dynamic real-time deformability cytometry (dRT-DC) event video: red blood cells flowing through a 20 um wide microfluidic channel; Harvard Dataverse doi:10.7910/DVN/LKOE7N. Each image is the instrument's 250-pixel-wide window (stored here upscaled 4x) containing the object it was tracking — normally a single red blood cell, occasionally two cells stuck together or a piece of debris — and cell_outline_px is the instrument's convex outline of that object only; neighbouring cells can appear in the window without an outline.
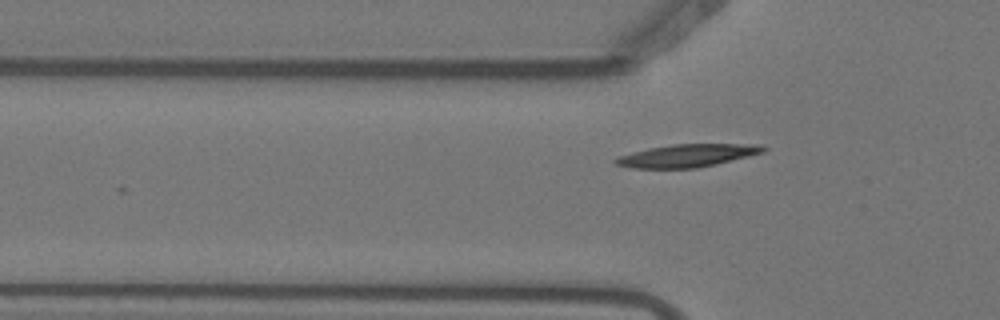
{"species": "Egyptian fruit bat (a non-hibernating species)", "species_latin": "Rousettus aegyptiacus", "temperature_condition": "warm", "stored_images_in_passage": 9, "camera_frame_rate_fps": 3000, "um_per_image_px": 0.085, "animal": {"sex": "female"}, "frame": {"image": 1, "passage_image": 2, "time_ms": 0.333, "image_size_px": [1000, 320], "cell_outline_px": [[768, 148], [764, 152], [716, 164], [696, 168], [632, 168], [616, 164], [612, 160], [616, 156], [648, 148], [672, 144], [764, 144]], "centroid_in_image_um": [58.41, 13.22], "position_along_channel_um": 67.4, "area_um2": 19.71}}
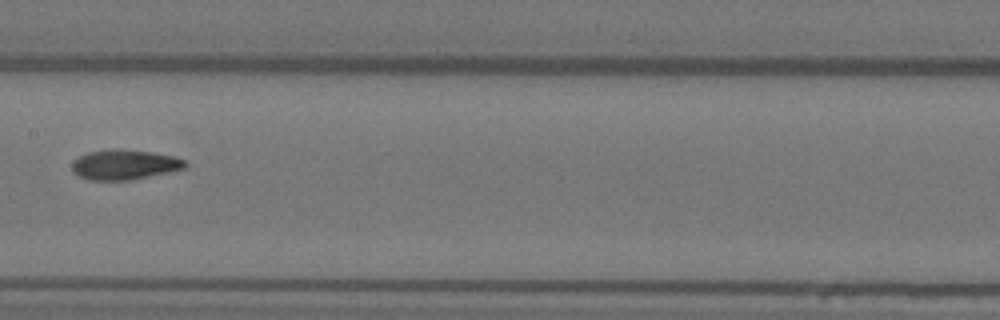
{"frame": {"image": 2, "passage_image": 6, "time_ms": 1.667, "image_size_px": [1000, 320], "cell_outline_px": [[188, 164], [184, 168], [168, 172], [128, 180], [88, 180], [80, 176], [72, 168], [72, 164], [80, 156], [88, 152], [112, 148], [116, 148], [148, 152], [176, 156], [188, 160]], "centroid_in_image_um": [10.62, 13.98], "position_along_channel_um": 196.8, "area_um2": 19.59}}
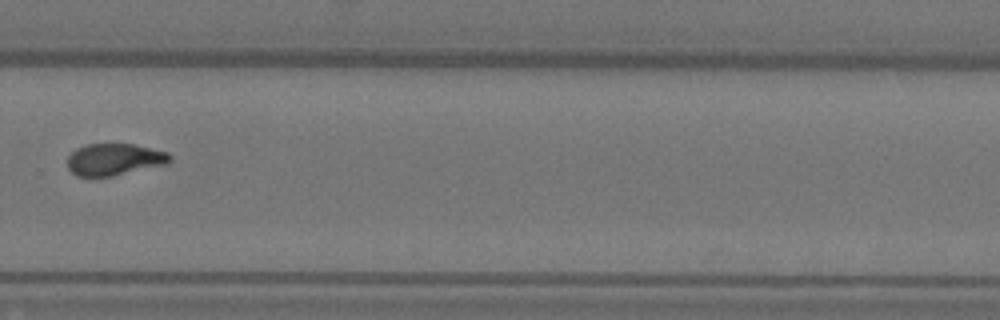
{"frame": {"image": 3, "passage_image": 9, "time_ms": 2.667, "image_size_px": [1000, 320], "cell_outline_px": [[172, 160], [168, 164], [112, 176], [76, 176], [68, 168], [68, 156], [76, 148], [84, 144], [132, 144], [168, 152], [172, 156]], "centroid_in_image_um": [9.73, 13.55], "position_along_channel_um": 320.1, "area_um2": 19.07}}